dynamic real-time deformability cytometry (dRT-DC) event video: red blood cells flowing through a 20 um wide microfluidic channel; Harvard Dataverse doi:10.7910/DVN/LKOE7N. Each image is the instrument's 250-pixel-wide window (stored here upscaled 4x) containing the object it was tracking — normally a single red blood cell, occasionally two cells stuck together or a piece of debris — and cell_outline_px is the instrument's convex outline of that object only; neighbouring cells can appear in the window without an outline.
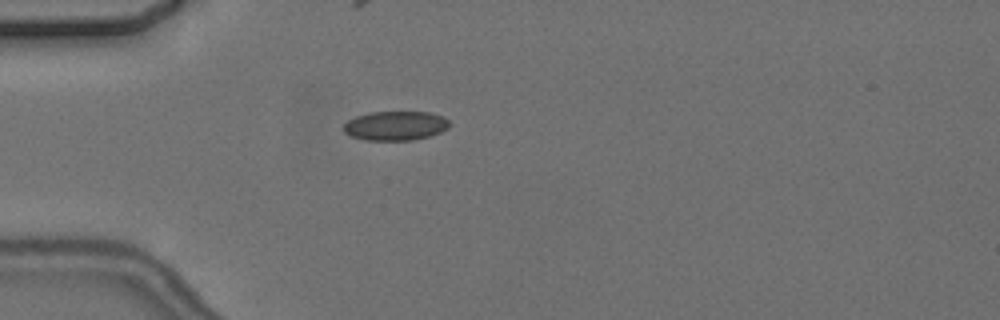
{"species": "common noctule bat (a hibernating species)", "species_latin": "Nyctalus noctula", "temperature_condition": "cold", "stored_images_in_passage": 4, "camera_frame_rate_fps": 3000, "um_per_image_px": 0.085, "animal": {"sex": "female", "body_mass_g": 24.6, "forearm_length_mm": 56.2}, "frame": {"image": 1, "passage_image": 1, "time_ms": 0.0, "image_size_px": [1000, 320], "cell_outline_px": [[452, 124], [448, 128], [440, 132], [428, 136], [412, 140], [364, 140], [352, 136], [344, 132], [344, 124], [348, 120], [356, 116], [368, 112], [428, 112], [444, 116]], "centroid_in_image_um": [33.63, 10.68], "position_along_channel_um": 51.4, "area_um2": 18.09}}
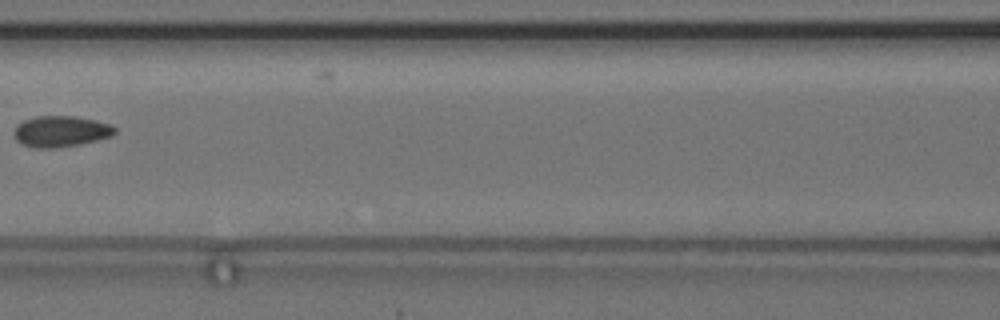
{"frame": {"image": 2, "passage_image": 4, "time_ms": 3.333, "image_size_px": [1000, 320], "cell_outline_px": [[116, 132], [112, 136], [80, 144], [56, 148], [36, 148], [20, 144], [16, 140], [12, 132], [16, 124], [24, 120], [36, 116], [76, 116], [96, 120], [112, 124], [116, 128]], "centroid_in_image_um": [5.15, 11.16], "position_along_channel_um": 161.5, "area_um2": 18.55}}